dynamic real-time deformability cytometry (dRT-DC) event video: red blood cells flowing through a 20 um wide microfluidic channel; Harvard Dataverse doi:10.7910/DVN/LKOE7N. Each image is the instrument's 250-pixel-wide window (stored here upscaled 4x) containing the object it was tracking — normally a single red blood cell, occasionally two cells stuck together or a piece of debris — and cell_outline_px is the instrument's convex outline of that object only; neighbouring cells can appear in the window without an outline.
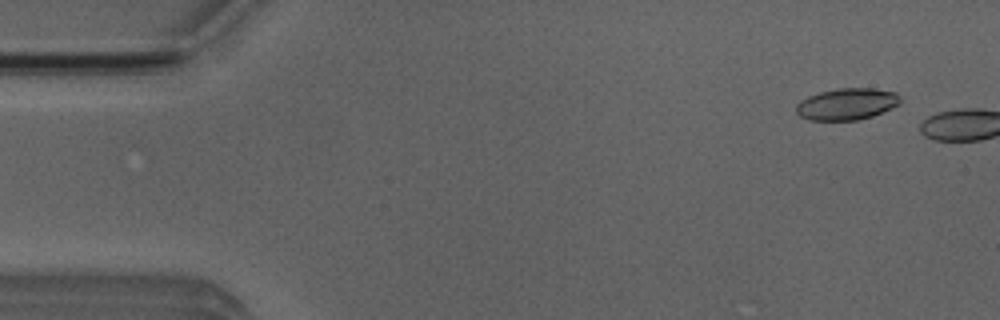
{"species": "Egyptian fruit bat (a non-hibernating species)", "species_latin": "Rousettus aegyptiacus", "temperature_condition": "room temperature", "stored_images_in_passage": 6, "camera_frame_rate_fps": 3000, "um_per_image_px": 0.085, "animal": {"sex": "male"}, "frame": {"image": 1, "passage_image": 4, "time_ms": 1.0, "image_size_px": [1000, 320], "cell_outline_px": [[900, 104], [892, 108], [872, 116], [856, 120], [808, 120], [800, 116], [796, 112], [796, 104], [800, 100], [808, 96], [820, 92], [840, 88], [872, 88], [896, 92], [900, 96]], "centroid_in_image_um": [71.98, 8.84], "position_along_channel_um": 13.0, "area_um2": 19.25}}